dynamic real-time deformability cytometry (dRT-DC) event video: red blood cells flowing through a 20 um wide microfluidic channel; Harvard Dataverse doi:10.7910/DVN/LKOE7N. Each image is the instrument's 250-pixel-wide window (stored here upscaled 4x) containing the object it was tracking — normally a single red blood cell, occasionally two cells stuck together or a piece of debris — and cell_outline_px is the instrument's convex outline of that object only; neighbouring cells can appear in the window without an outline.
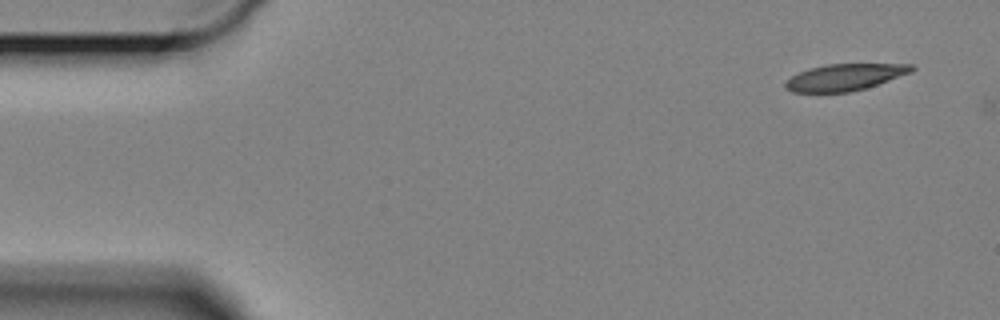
{"species": "Egyptian fruit bat (a non-hibernating species)", "species_latin": "Rousettus aegyptiacus", "temperature_condition": "cold", "stored_images_in_passage": 2, "camera_frame_rate_fps": 3000, "um_per_image_px": 0.085, "animal": {"sex": "female"}, "frame": {"image": 1, "passage_image": 1, "time_ms": 0.0, "image_size_px": [1000, 320], "cell_outline_px": [[916, 68], [912, 72], [864, 88], [848, 92], [792, 92], [784, 88], [784, 84], [792, 76], [800, 72], [812, 68], [828, 64], [912, 64]], "centroid_in_image_um": [71.81, 6.56], "position_along_channel_um": 13.2, "area_um2": 19.25}}